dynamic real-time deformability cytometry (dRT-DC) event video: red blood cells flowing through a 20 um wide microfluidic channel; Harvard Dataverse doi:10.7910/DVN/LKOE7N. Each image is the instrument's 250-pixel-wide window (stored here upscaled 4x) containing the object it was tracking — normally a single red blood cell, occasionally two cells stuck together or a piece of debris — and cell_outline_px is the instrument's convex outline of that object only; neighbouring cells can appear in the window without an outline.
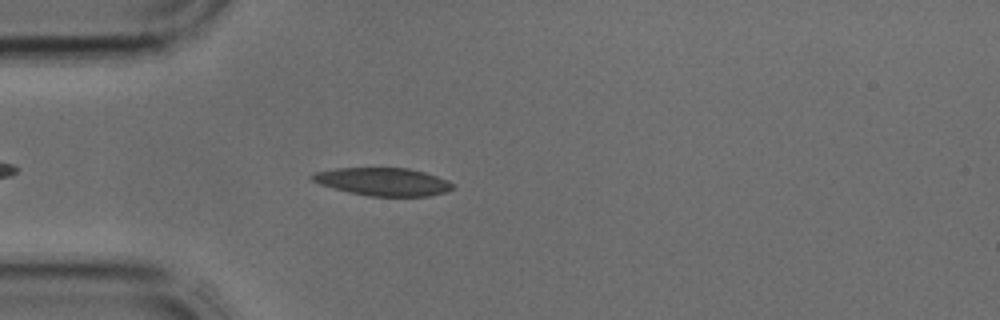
{"species": "common noctule bat (a hibernating species)", "species_latin": "Nyctalus noctula", "temperature_condition": "cold", "stored_images_in_passage": 3, "camera_frame_rate_fps": 3000, "um_per_image_px": 0.085, "animal": {"sex": "male", "body_mass_g": 17.9, "forearm_length_mm": 54.2}, "frame": {"image": 1, "passage_image": 3, "time_ms": 0.667, "image_size_px": [1000, 320], "cell_outline_px": [[456, 188], [444, 192], [428, 196], [372, 196], [352, 192], [320, 184], [312, 180], [308, 176], [316, 172], [336, 168], [408, 168], [424, 172], [448, 180], [456, 184]], "centroid_in_image_um": [32.61, 15.44], "position_along_channel_um": 52.4, "area_um2": 22.66}}